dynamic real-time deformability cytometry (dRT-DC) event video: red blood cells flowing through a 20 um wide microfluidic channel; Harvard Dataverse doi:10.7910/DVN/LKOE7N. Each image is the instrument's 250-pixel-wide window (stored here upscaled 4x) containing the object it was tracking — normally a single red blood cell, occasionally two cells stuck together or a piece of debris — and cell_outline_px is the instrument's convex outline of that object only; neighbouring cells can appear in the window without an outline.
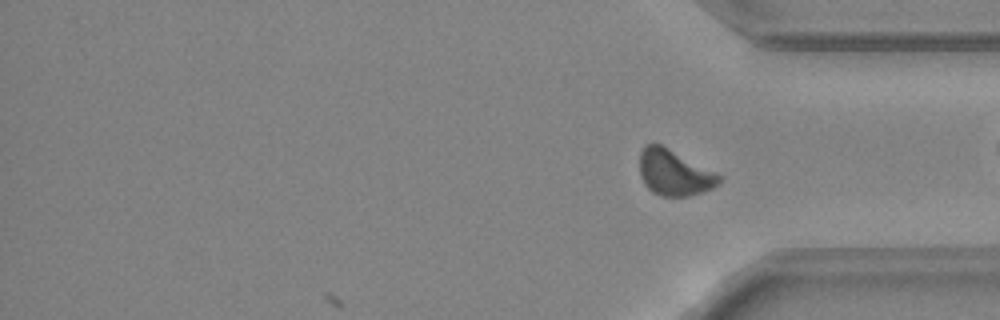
{"species": "common noctule bat (a hibernating species)", "species_latin": "Nyctalus noctula", "temperature_condition": "warm", "stored_images_in_passage": 29, "camera_frame_rate_fps": 3000, "um_per_image_px": 0.085, "animal": {"sex": "female", "body_mass_g": 24.6, "forearm_length_mm": 56.2}, "frame": {"image": 1, "passage_image": 29, "time_ms": 9.333, "image_size_px": [1000, 320], "cell_outline_px": [[724, 176], [712, 188], [688, 196], [660, 196], [652, 192], [644, 184], [640, 176], [640, 152], [644, 144], [660, 144]], "centroid_in_image_um": [57.28, 14.68], "position_along_channel_um": 377.9, "area_um2": 21.1}, "authors_computed_cell_mechanics": {"area_um2": 21.097, "velocity_mm_per_s": 4.4153, "shape_relaxation_time_tau1_ms": 3.3907, "shape_relaxation_time_tau2_ms": 3.8706, "deformation_change_tau1": 0.0926, "deformation_change_tau2": 0.0665}}